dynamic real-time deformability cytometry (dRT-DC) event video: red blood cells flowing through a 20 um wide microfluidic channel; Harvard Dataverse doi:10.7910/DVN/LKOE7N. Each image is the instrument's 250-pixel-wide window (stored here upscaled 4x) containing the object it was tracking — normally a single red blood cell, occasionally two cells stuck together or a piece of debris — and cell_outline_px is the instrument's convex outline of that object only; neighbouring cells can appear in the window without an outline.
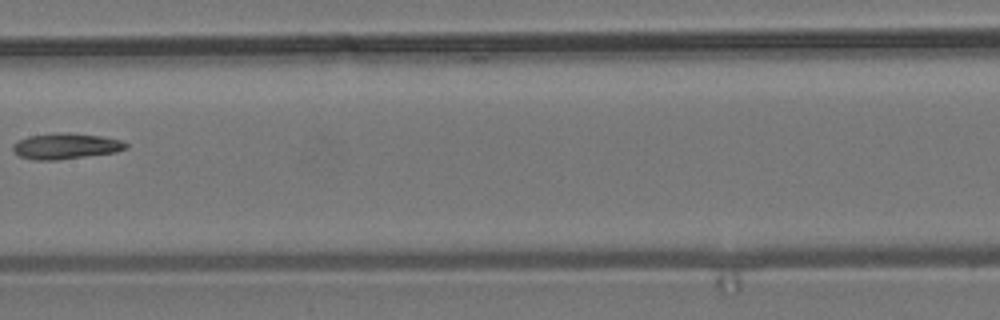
{"species": "common noctule bat (a hibernating species)", "species_latin": "Nyctalus noctula", "temperature_condition": "room temperature", "stored_images_in_passage": 5, "camera_frame_rate_fps": 3000, "um_per_image_px": 0.085, "animal": {"sex": "male", "body_mass_g": 19.2, "forearm_length_mm": 51.8}, "frame": {"image": 1, "passage_image": 5, "time_ms": 4.667, "image_size_px": [1000, 320], "cell_outline_px": [[128, 148], [116, 152], [56, 160], [32, 160], [20, 156], [12, 152], [12, 144], [16, 140], [28, 136], [60, 132], [68, 132], [100, 136], [120, 140], [128, 144]], "centroid_in_image_um": [5.54, 12.42], "position_along_channel_um": 201.9, "area_um2": 17.17}}